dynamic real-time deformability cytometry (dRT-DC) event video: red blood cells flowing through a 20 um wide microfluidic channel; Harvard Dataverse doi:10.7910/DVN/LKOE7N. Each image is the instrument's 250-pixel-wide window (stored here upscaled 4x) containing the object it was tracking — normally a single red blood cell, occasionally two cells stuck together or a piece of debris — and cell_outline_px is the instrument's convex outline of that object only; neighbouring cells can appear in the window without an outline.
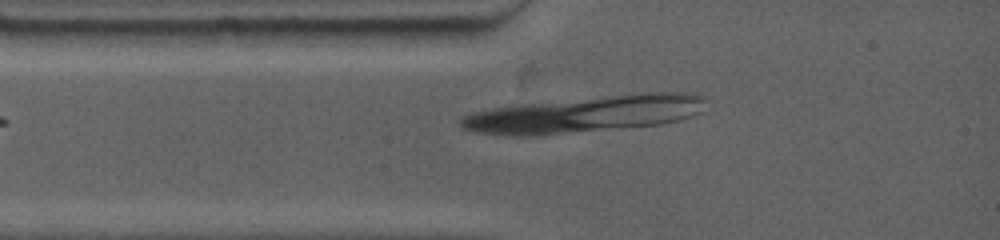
{"species": "common noctule bat (a hibernating species)", "species_latin": "Nyctalus noctula", "temperature_condition": "warm", "stored_images_in_passage": 3, "camera_frame_rate_fps": 4500, "um_per_image_px": 0.085, "animal": {"sex": "female", "body_mass_g": 19.0, "forearm_length_mm": 53.3}, "frame": {"image": 1, "passage_image": 1, "time_ms": 0.0, "image_size_px": [1000, 240], "cell_outline_px": [[476, 36], [464, 44], [352, 44], [340, 28], [472, 28], [476, 32]], "centroid_in_image_um": [34.79, 3.04], "position_along_channel_um": 50.2, "area_um2": 14.62}}